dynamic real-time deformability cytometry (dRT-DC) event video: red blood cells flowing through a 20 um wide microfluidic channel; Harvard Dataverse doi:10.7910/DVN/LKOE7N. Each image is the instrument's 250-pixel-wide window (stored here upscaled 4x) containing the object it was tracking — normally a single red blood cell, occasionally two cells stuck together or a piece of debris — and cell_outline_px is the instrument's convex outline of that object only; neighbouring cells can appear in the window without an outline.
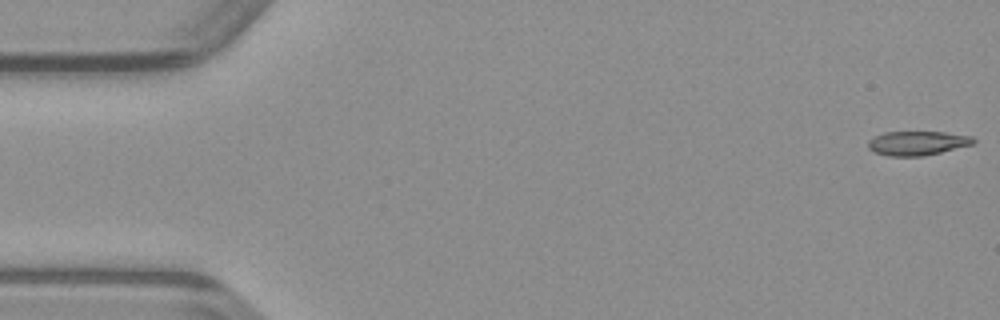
{"species": "common noctule bat (a hibernating species)", "species_latin": "Nyctalus noctula", "temperature_condition": "warm", "stored_images_in_passage": 25, "camera_frame_rate_fps": 3000, "um_per_image_px": 0.085, "animal": {"sex": "male", "body_mass_g": 23.1, "forearm_length_mm": 52.7}, "frame": {"image": 1, "passage_image": 1, "time_ms": 0.0, "image_size_px": [1000, 320], "cell_outline_px": [[976, 140], [972, 144], [924, 156], [888, 156], [876, 152], [868, 148], [868, 140], [884, 132], [944, 132], [972, 136]], "centroid_in_image_um": [77.96, 12.16], "position_along_channel_um": 7.0, "area_um2": 14.68}}
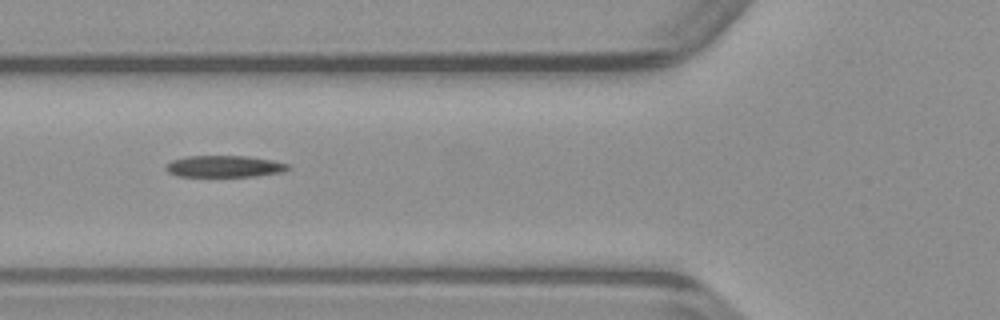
{"frame": {"image": 2, "passage_image": 18, "time_ms": 5.667, "image_size_px": [1000, 320], "cell_outline_px": [[292, 168], [284, 172], [256, 176], [176, 176], [168, 172], [164, 168], [172, 160], [188, 156], [248, 156], [272, 160], [292, 164]], "centroid_in_image_um": [19.15, 14.14], "position_along_channel_um": 106.7, "area_um2": 15.55}}
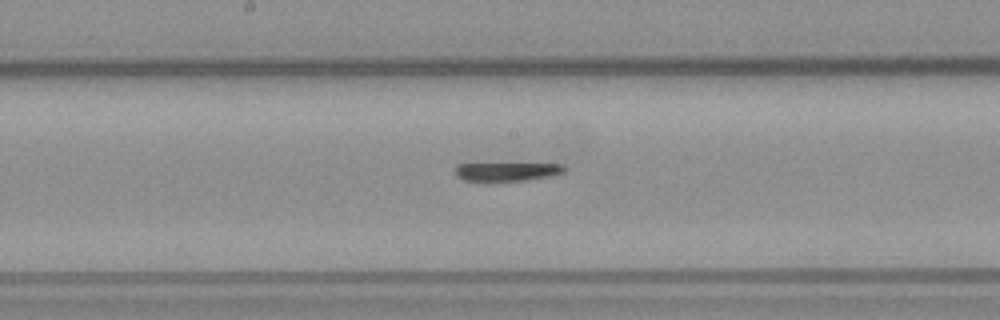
{"frame": {"image": 3, "passage_image": 25, "time_ms": 8.0, "image_size_px": [1000, 320], "cell_outline_px": [[568, 168], [564, 172], [552, 176], [524, 180], [492, 184], [480, 184], [464, 180], [456, 176], [456, 164], [564, 164]], "centroid_in_image_um": [43.04, 14.64], "position_along_channel_um": 205.2, "area_um2": 12.6}}